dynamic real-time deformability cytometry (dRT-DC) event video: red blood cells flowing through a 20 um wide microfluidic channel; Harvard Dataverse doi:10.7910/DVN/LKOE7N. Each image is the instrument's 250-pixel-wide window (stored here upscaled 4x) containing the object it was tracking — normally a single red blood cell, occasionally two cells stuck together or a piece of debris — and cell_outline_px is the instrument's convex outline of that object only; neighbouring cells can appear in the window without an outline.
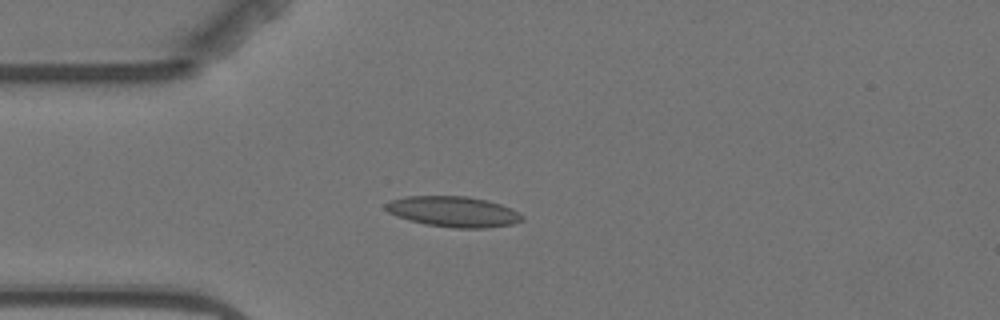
{"species": "Egyptian fruit bat (a non-hibernating species)", "species_latin": "Rousettus aegyptiacus", "temperature_condition": "warm", "stored_images_in_passage": 3, "camera_frame_rate_fps": 3000, "um_per_image_px": 0.085, "animal": {"sex": "female"}, "frame": {"image": 1, "passage_image": 3, "time_ms": 2.333, "image_size_px": [1000, 320], "cell_outline_px": [[524, 220], [512, 224], [488, 228], [456, 228], [424, 224], [408, 220], [396, 216], [388, 212], [384, 208], [384, 204], [392, 200], [404, 196], [468, 196], [488, 200], [512, 208], [524, 216]], "centroid_in_image_um": [38.54, 17.99], "position_along_channel_um": 46.5, "area_um2": 24.57}}